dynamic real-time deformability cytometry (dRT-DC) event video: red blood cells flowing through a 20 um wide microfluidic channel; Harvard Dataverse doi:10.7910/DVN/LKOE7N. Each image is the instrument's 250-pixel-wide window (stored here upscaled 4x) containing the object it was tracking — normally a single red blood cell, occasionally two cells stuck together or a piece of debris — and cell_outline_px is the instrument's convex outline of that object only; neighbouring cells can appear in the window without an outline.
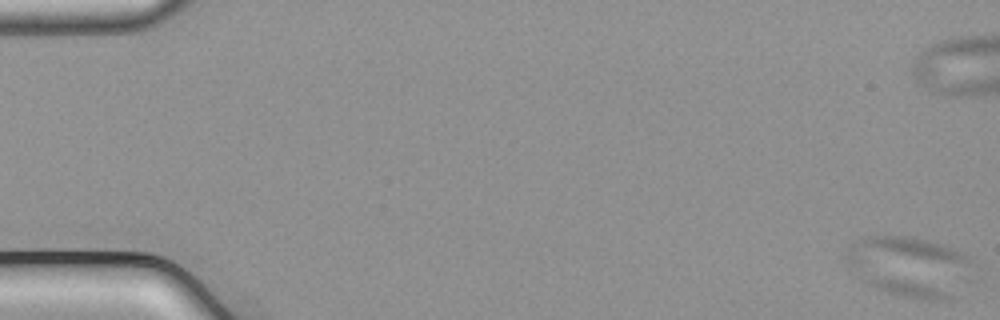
{"species": "common noctule bat (a hibernating species)", "species_latin": "Nyctalus noctula", "temperature_condition": "cold", "stored_images_in_passage": 8, "camera_frame_rate_fps": 3000, "um_per_image_px": 0.085, "animal": {"sex": "male", "body_mass_g": 21.5, "forearm_length_mm": 52.0}, "frame": {"image": 1, "passage_image": 1, "time_ms": 0.0, "image_size_px": [1000, 320], "cell_outline_px": [[980, 284], [956, 300], [928, 300], [904, 296], [888, 292], [868, 284], [860, 280], [848, 268], [848, 248], [864, 236], [912, 236], [944, 244], [972, 256], [976, 260], [980, 280]], "centroid_in_image_um": [77.65, 22.72], "position_along_channel_um": 7.3, "area_um2": 47.51}}